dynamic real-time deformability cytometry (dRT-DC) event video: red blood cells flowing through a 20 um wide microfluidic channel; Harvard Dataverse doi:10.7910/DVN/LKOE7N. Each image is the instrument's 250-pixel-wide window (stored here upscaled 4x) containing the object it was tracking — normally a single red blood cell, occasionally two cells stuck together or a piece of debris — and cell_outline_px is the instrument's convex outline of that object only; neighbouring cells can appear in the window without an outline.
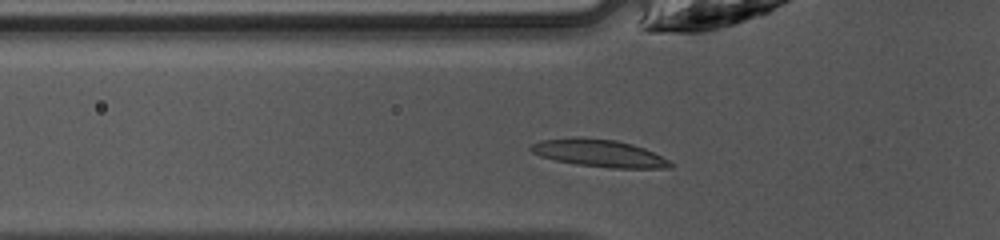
{"species": "common noctule bat (a hibernating species)", "species_latin": "Nyctalus noctula", "temperature_condition": "warm", "stored_images_in_passage": 31, "camera_frame_rate_fps": 3000, "um_per_image_px": 0.085, "animal": {"sex": "female", "body_mass_g": 10.0, "forearm_length_mm": 53.1}, "frame": {"image": 1, "passage_image": 3, "time_ms": 0.667, "image_size_px": [1000, 240], "cell_outline_px": [[672, 168], [612, 168], [576, 164], [556, 160], [540, 156], [532, 152], [528, 148], [532, 144], [540, 140], [616, 140], [632, 144], [644, 148], [668, 160], [672, 164]], "centroid_in_image_um": [50.98, 13.07], "position_along_channel_um": 74.8, "area_um2": 21.15}}
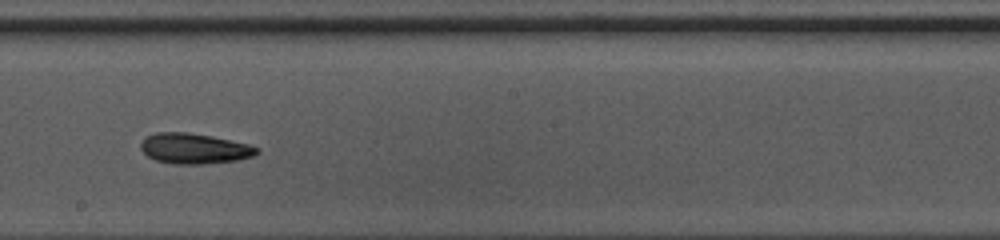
{"frame": {"image": 2, "passage_image": 14, "time_ms": 4.333, "image_size_px": [1000, 240], "cell_outline_px": [[260, 152], [252, 156], [236, 160], [204, 164], [172, 164], [156, 160], [148, 156], [140, 148], [140, 144], [144, 136], [156, 132], [188, 132], [212, 136], [248, 144], [260, 148]], "centroid_in_image_um": [16.49, 12.62], "position_along_channel_um": 231.7, "area_um2": 20.69}}
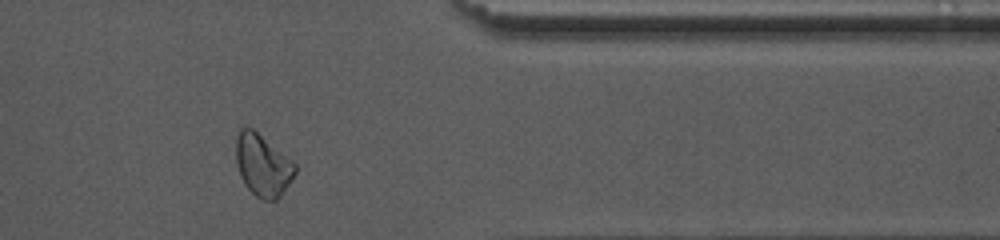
{"frame": {"image": 3, "passage_image": 26, "time_ms": 8.333, "image_size_px": [1000, 240], "cell_outline_px": [[296, 172], [292, 180], [280, 196], [276, 200], [260, 200], [244, 184], [240, 176], [236, 164], [236, 140], [240, 128], [252, 128], [292, 160], [296, 164]], "centroid_in_image_um": [22.33, 14.06], "position_along_channel_um": 389.1, "area_um2": 21.27}}